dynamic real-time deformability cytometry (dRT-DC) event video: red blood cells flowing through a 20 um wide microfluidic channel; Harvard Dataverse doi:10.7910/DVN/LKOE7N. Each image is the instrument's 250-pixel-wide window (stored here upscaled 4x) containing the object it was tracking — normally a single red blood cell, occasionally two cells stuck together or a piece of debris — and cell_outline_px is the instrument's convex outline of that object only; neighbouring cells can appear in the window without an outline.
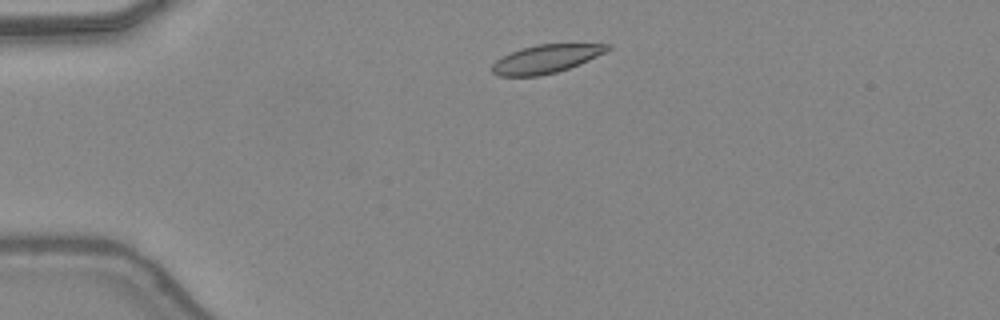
{"species": "common noctule bat (a hibernating species)", "species_latin": "Nyctalus noctula", "temperature_condition": "warm", "stored_images_in_passage": 40, "camera_frame_rate_fps": 3000, "um_per_image_px": 0.085, "animal": {"sex": "female", "body_mass_g": 24.6, "forearm_length_mm": 56.2}, "frame": {"image": 1, "passage_image": 4, "time_ms": 1.0, "image_size_px": [1000, 320], "cell_outline_px": [[612, 48], [580, 64], [556, 72], [540, 76], [496, 76], [492, 72], [492, 64], [496, 60], [520, 48], [536, 44], [612, 44]], "centroid_in_image_um": [46.39, 5.01], "position_along_channel_um": 38.6, "area_um2": 18.96}}
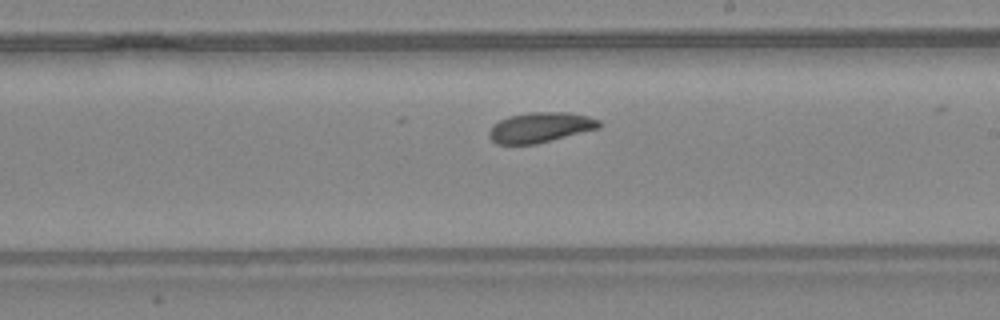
{"frame": {"image": 2, "passage_image": 21, "time_ms": 6.667, "image_size_px": [1000, 320], "cell_outline_px": [[604, 124], [600, 128], [536, 144], [496, 144], [488, 136], [488, 132], [492, 124], [508, 116], [528, 112], [568, 112], [588, 116], [600, 120]], "centroid_in_image_um": [45.93, 10.82], "position_along_channel_um": 243.1, "area_um2": 19.59}}
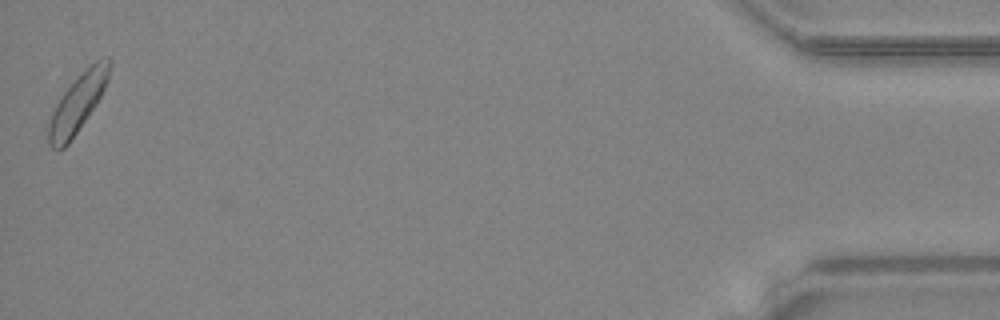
{"frame": {"image": 3, "passage_image": 40, "time_ms": 13.0, "image_size_px": [1000, 320], "cell_outline_px": [[112, 64], [108, 80], [96, 104], [68, 144], [64, 148], [56, 152], [48, 144], [48, 124], [52, 112], [60, 96], [72, 80], [88, 64], [96, 60], [108, 56], [112, 60]], "centroid_in_image_um": [6.6, 8.72], "position_along_channel_um": 428.6, "area_um2": 20.92}, "authors_computed_cell_mechanics": {"area_um2": 19.5942, "velocity_mm_per_s": 4.3656, "shape_relaxation_time_tau1_ms": 3.5504, "shape_relaxation_time_tau2_ms": null, "deformation_change_tau1": 0.0966, "deformation_change_tau2": null}}